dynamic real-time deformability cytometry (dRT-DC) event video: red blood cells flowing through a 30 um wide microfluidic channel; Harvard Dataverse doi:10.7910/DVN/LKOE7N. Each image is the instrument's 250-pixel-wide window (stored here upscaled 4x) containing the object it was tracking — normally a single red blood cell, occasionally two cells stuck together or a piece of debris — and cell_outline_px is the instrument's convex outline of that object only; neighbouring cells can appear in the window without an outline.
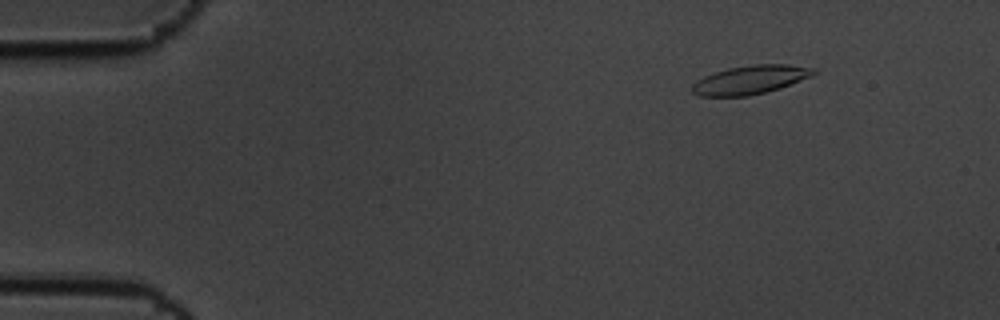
{"species": "common noctule bat (a hibernating species)", "species_latin": "Nyctalus noctula", "temperature_condition": "cold", "stored_images_in_passage": 5, "camera_frame_rate_fps": 3000, "um_per_image_px": 0.085, "animal": {"sex": "male", "body_mass_g": 19.5, "forearm_length_mm": 54.6}, "frame": {"image": 1, "passage_image": 2, "time_ms": 0.333, "image_size_px": [1000, 320], "cell_outline_px": [[820, 72], [780, 88], [748, 96], [700, 96], [692, 92], [692, 84], [696, 80], [704, 76], [728, 68], [756, 64], [788, 64], [816, 68]], "centroid_in_image_um": [63.79, 6.77], "position_along_channel_um": 21.2, "area_um2": 20.23}}